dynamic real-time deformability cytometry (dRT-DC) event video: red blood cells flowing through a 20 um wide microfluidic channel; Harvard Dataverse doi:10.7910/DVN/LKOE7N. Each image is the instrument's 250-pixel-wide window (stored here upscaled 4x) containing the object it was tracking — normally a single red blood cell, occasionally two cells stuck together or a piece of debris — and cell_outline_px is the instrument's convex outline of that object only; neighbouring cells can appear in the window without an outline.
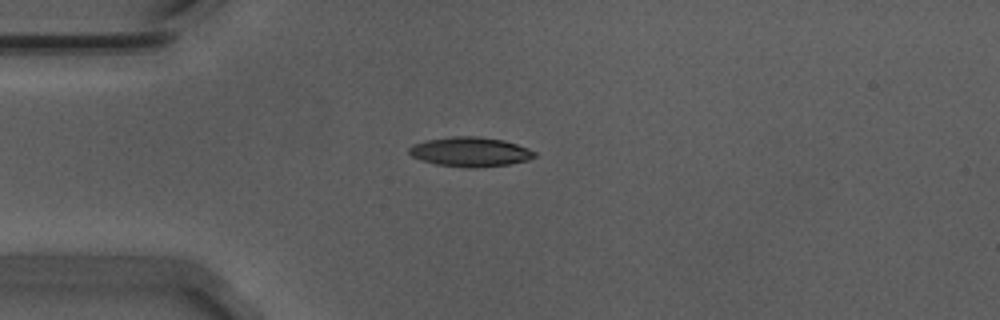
{"species": "Egyptian fruit bat (a non-hibernating species)", "species_latin": "Rousettus aegyptiacus", "temperature_condition": "warm", "stored_images_in_passage": 42, "camera_frame_rate_fps": 3000, "um_per_image_px": 0.085, "animal": {"sex": "male"}, "frame": {"image": 1, "passage_image": 1, "time_ms": 0.0, "image_size_px": [1000, 320], "cell_outline_px": [[536, 156], [528, 160], [508, 164], [468, 168], [436, 164], [412, 156], [408, 152], [408, 148], [412, 144], [424, 140], [452, 136], [476, 136], [504, 140], [528, 148], [536, 152]], "centroid_in_image_um": [39.95, 12.89], "position_along_channel_um": 45.0, "area_um2": 21.5}}
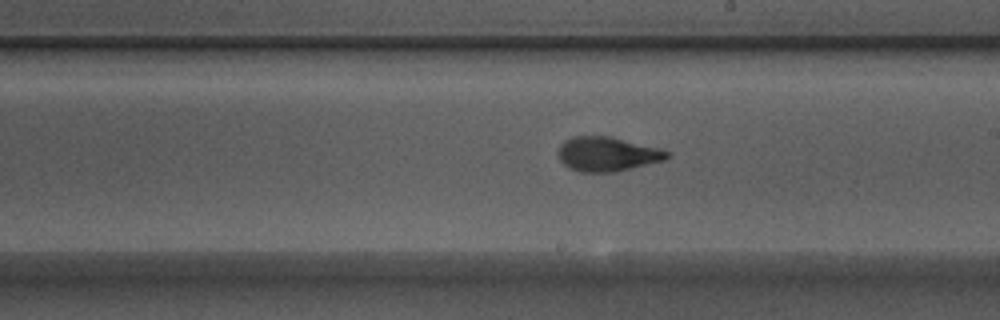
{"frame": {"image": 2, "passage_image": 18, "time_ms": 5.667, "image_size_px": [1000, 320], "cell_outline_px": [[672, 152], [664, 160], [616, 172], [580, 172], [568, 168], [560, 160], [560, 144], [564, 140], [572, 136], [612, 136], [660, 148]], "centroid_in_image_um": [51.63, 13.09], "position_along_channel_um": 237.4, "area_um2": 21.91}}
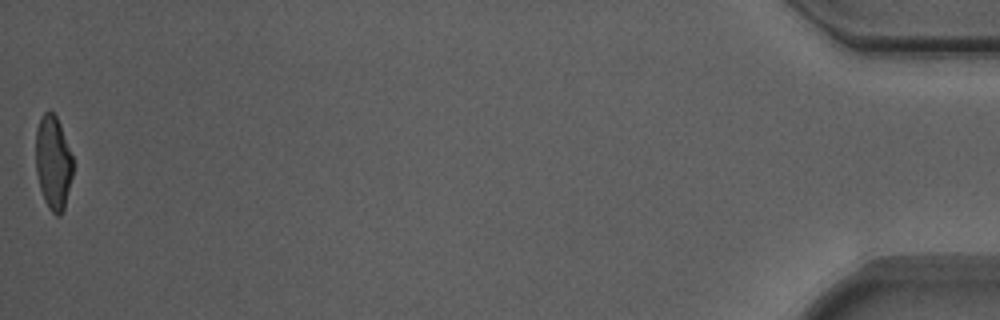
{"frame": {"image": 3, "passage_image": 42, "time_ms": 13.667, "image_size_px": [1000, 320], "cell_outline_px": [[72, 176], [64, 208], [60, 216], [56, 216], [48, 208], [44, 200], [40, 188], [36, 172], [36, 128], [44, 112], [48, 108], [56, 116], [60, 124], [72, 156]], "centroid_in_image_um": [4.51, 13.82], "position_along_channel_um": 430.7, "area_um2": 20.23}, "authors_computed_cell_mechanics": {"area_um2": 21.6172, "velocity_mm_per_s": 3.7147, "shape_relaxation_time_tau1_ms": 3.8085, "shape_relaxation_time_tau2_ms": 1.5103, "deformation_change_tau1": 0.1884, "deformation_change_tau2": 0.0874}}